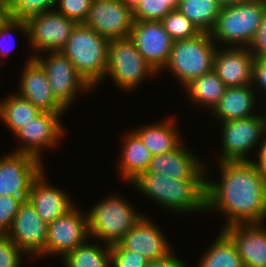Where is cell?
Instances as JSON below:
<instances>
[{
    "label": "cell",
    "instance_id": "obj_7",
    "mask_svg": "<svg viewBox=\"0 0 266 267\" xmlns=\"http://www.w3.org/2000/svg\"><path fill=\"white\" fill-rule=\"evenodd\" d=\"M155 74L157 71L144 59L130 37L110 40L104 80L111 77L121 90L130 92L138 89L146 76L154 78Z\"/></svg>",
    "mask_w": 266,
    "mask_h": 267
},
{
    "label": "cell",
    "instance_id": "obj_19",
    "mask_svg": "<svg viewBox=\"0 0 266 267\" xmlns=\"http://www.w3.org/2000/svg\"><path fill=\"white\" fill-rule=\"evenodd\" d=\"M183 142L170 152L152 156L146 172L174 179H207V167L196 154H192L189 148L186 149L187 146L185 147Z\"/></svg>",
    "mask_w": 266,
    "mask_h": 267
},
{
    "label": "cell",
    "instance_id": "obj_8",
    "mask_svg": "<svg viewBox=\"0 0 266 267\" xmlns=\"http://www.w3.org/2000/svg\"><path fill=\"white\" fill-rule=\"evenodd\" d=\"M259 114L221 122V156L217 162L251 161L247 154L260 144L266 131L265 117Z\"/></svg>",
    "mask_w": 266,
    "mask_h": 267
},
{
    "label": "cell",
    "instance_id": "obj_46",
    "mask_svg": "<svg viewBox=\"0 0 266 267\" xmlns=\"http://www.w3.org/2000/svg\"><path fill=\"white\" fill-rule=\"evenodd\" d=\"M167 6L170 7L172 10H176L180 0H166Z\"/></svg>",
    "mask_w": 266,
    "mask_h": 267
},
{
    "label": "cell",
    "instance_id": "obj_35",
    "mask_svg": "<svg viewBox=\"0 0 266 267\" xmlns=\"http://www.w3.org/2000/svg\"><path fill=\"white\" fill-rule=\"evenodd\" d=\"M93 0H57L56 11L77 24L84 23Z\"/></svg>",
    "mask_w": 266,
    "mask_h": 267
},
{
    "label": "cell",
    "instance_id": "obj_26",
    "mask_svg": "<svg viewBox=\"0 0 266 267\" xmlns=\"http://www.w3.org/2000/svg\"><path fill=\"white\" fill-rule=\"evenodd\" d=\"M184 89L192 102L203 107L207 105L208 111L211 112L224 95L226 86L212 70L191 80L184 86Z\"/></svg>",
    "mask_w": 266,
    "mask_h": 267
},
{
    "label": "cell",
    "instance_id": "obj_37",
    "mask_svg": "<svg viewBox=\"0 0 266 267\" xmlns=\"http://www.w3.org/2000/svg\"><path fill=\"white\" fill-rule=\"evenodd\" d=\"M23 200L14 196H0V234H6Z\"/></svg>",
    "mask_w": 266,
    "mask_h": 267
},
{
    "label": "cell",
    "instance_id": "obj_12",
    "mask_svg": "<svg viewBox=\"0 0 266 267\" xmlns=\"http://www.w3.org/2000/svg\"><path fill=\"white\" fill-rule=\"evenodd\" d=\"M63 114L41 111L14 133L15 137L23 142L21 148L14 152L31 155L43 162L42 149L57 146L65 133L66 128H63L60 120Z\"/></svg>",
    "mask_w": 266,
    "mask_h": 267
},
{
    "label": "cell",
    "instance_id": "obj_1",
    "mask_svg": "<svg viewBox=\"0 0 266 267\" xmlns=\"http://www.w3.org/2000/svg\"><path fill=\"white\" fill-rule=\"evenodd\" d=\"M217 167L219 182L206 179V212L224 213L227 223L223 228L265 222L266 177L252 160L219 162Z\"/></svg>",
    "mask_w": 266,
    "mask_h": 267
},
{
    "label": "cell",
    "instance_id": "obj_5",
    "mask_svg": "<svg viewBox=\"0 0 266 267\" xmlns=\"http://www.w3.org/2000/svg\"><path fill=\"white\" fill-rule=\"evenodd\" d=\"M105 199V200H104ZM87 213L90 238L106 245L118 244L122 237L142 218L128 200L120 195H109Z\"/></svg>",
    "mask_w": 266,
    "mask_h": 267
},
{
    "label": "cell",
    "instance_id": "obj_38",
    "mask_svg": "<svg viewBox=\"0 0 266 267\" xmlns=\"http://www.w3.org/2000/svg\"><path fill=\"white\" fill-rule=\"evenodd\" d=\"M248 49L254 58H266V10L263 13L256 35L248 46Z\"/></svg>",
    "mask_w": 266,
    "mask_h": 267
},
{
    "label": "cell",
    "instance_id": "obj_39",
    "mask_svg": "<svg viewBox=\"0 0 266 267\" xmlns=\"http://www.w3.org/2000/svg\"><path fill=\"white\" fill-rule=\"evenodd\" d=\"M15 29L21 31L24 34V36L26 35V37H28V28H27V23L25 21H20L15 19L10 20L5 26H3L0 29V46H1L0 57L9 56V53L11 51L10 48L12 47L5 45L3 41L6 40L7 39L6 37L11 35V32H14Z\"/></svg>",
    "mask_w": 266,
    "mask_h": 267
},
{
    "label": "cell",
    "instance_id": "obj_24",
    "mask_svg": "<svg viewBox=\"0 0 266 267\" xmlns=\"http://www.w3.org/2000/svg\"><path fill=\"white\" fill-rule=\"evenodd\" d=\"M176 128L175 119L170 117L157 124H148L132 131L141 139L152 156H155L170 152L182 143L181 135Z\"/></svg>",
    "mask_w": 266,
    "mask_h": 267
},
{
    "label": "cell",
    "instance_id": "obj_36",
    "mask_svg": "<svg viewBox=\"0 0 266 267\" xmlns=\"http://www.w3.org/2000/svg\"><path fill=\"white\" fill-rule=\"evenodd\" d=\"M23 256L29 258L7 234H0V267H20Z\"/></svg>",
    "mask_w": 266,
    "mask_h": 267
},
{
    "label": "cell",
    "instance_id": "obj_2",
    "mask_svg": "<svg viewBox=\"0 0 266 267\" xmlns=\"http://www.w3.org/2000/svg\"><path fill=\"white\" fill-rule=\"evenodd\" d=\"M131 184L150 200L170 211H206V179H174L143 172Z\"/></svg>",
    "mask_w": 266,
    "mask_h": 267
},
{
    "label": "cell",
    "instance_id": "obj_11",
    "mask_svg": "<svg viewBox=\"0 0 266 267\" xmlns=\"http://www.w3.org/2000/svg\"><path fill=\"white\" fill-rule=\"evenodd\" d=\"M26 23L28 44L37 52L33 57L40 53L61 51L77 25L56 10L40 13Z\"/></svg>",
    "mask_w": 266,
    "mask_h": 267
},
{
    "label": "cell",
    "instance_id": "obj_4",
    "mask_svg": "<svg viewBox=\"0 0 266 267\" xmlns=\"http://www.w3.org/2000/svg\"><path fill=\"white\" fill-rule=\"evenodd\" d=\"M266 10V0H246L221 8L210 36L225 47H248ZM230 44V45H229Z\"/></svg>",
    "mask_w": 266,
    "mask_h": 267
},
{
    "label": "cell",
    "instance_id": "obj_30",
    "mask_svg": "<svg viewBox=\"0 0 266 267\" xmlns=\"http://www.w3.org/2000/svg\"><path fill=\"white\" fill-rule=\"evenodd\" d=\"M92 244L88 240L63 258L65 267H111L110 246ZM105 248V249H104Z\"/></svg>",
    "mask_w": 266,
    "mask_h": 267
},
{
    "label": "cell",
    "instance_id": "obj_20",
    "mask_svg": "<svg viewBox=\"0 0 266 267\" xmlns=\"http://www.w3.org/2000/svg\"><path fill=\"white\" fill-rule=\"evenodd\" d=\"M151 220L143 215L118 244L123 249L139 252L149 260L165 258L172 252V246L166 235Z\"/></svg>",
    "mask_w": 266,
    "mask_h": 267
},
{
    "label": "cell",
    "instance_id": "obj_21",
    "mask_svg": "<svg viewBox=\"0 0 266 267\" xmlns=\"http://www.w3.org/2000/svg\"><path fill=\"white\" fill-rule=\"evenodd\" d=\"M262 225L234 224L222 228L234 242L244 267H266V227Z\"/></svg>",
    "mask_w": 266,
    "mask_h": 267
},
{
    "label": "cell",
    "instance_id": "obj_15",
    "mask_svg": "<svg viewBox=\"0 0 266 267\" xmlns=\"http://www.w3.org/2000/svg\"><path fill=\"white\" fill-rule=\"evenodd\" d=\"M47 229L48 224L38 215L36 209L27 199L21 203L6 234L33 260L45 250Z\"/></svg>",
    "mask_w": 266,
    "mask_h": 267
},
{
    "label": "cell",
    "instance_id": "obj_23",
    "mask_svg": "<svg viewBox=\"0 0 266 267\" xmlns=\"http://www.w3.org/2000/svg\"><path fill=\"white\" fill-rule=\"evenodd\" d=\"M255 92L252 84L241 87H226L224 95L210 115L215 116L219 122L257 115L252 113L256 104L255 98H257Z\"/></svg>",
    "mask_w": 266,
    "mask_h": 267
},
{
    "label": "cell",
    "instance_id": "obj_22",
    "mask_svg": "<svg viewBox=\"0 0 266 267\" xmlns=\"http://www.w3.org/2000/svg\"><path fill=\"white\" fill-rule=\"evenodd\" d=\"M46 178L43 169L32 182L27 199L38 215L49 224L73 208L74 201L71 202L70 196L64 190L48 184Z\"/></svg>",
    "mask_w": 266,
    "mask_h": 267
},
{
    "label": "cell",
    "instance_id": "obj_18",
    "mask_svg": "<svg viewBox=\"0 0 266 267\" xmlns=\"http://www.w3.org/2000/svg\"><path fill=\"white\" fill-rule=\"evenodd\" d=\"M254 62L248 47H217L213 70L226 87H241L252 84Z\"/></svg>",
    "mask_w": 266,
    "mask_h": 267
},
{
    "label": "cell",
    "instance_id": "obj_25",
    "mask_svg": "<svg viewBox=\"0 0 266 267\" xmlns=\"http://www.w3.org/2000/svg\"><path fill=\"white\" fill-rule=\"evenodd\" d=\"M123 138V147L119 160L120 176L127 182H132L141 173L146 172L152 154L149 149L143 144L141 139L133 132L126 133Z\"/></svg>",
    "mask_w": 266,
    "mask_h": 267
},
{
    "label": "cell",
    "instance_id": "obj_6",
    "mask_svg": "<svg viewBox=\"0 0 266 267\" xmlns=\"http://www.w3.org/2000/svg\"><path fill=\"white\" fill-rule=\"evenodd\" d=\"M216 43L210 33L201 32L198 36L174 41L166 66L184 87L191 80L213 70Z\"/></svg>",
    "mask_w": 266,
    "mask_h": 267
},
{
    "label": "cell",
    "instance_id": "obj_42",
    "mask_svg": "<svg viewBox=\"0 0 266 267\" xmlns=\"http://www.w3.org/2000/svg\"><path fill=\"white\" fill-rule=\"evenodd\" d=\"M266 131L263 135V138L261 139L262 143L259 145L260 147L258 148L259 152L257 151V161L252 160L253 164L256 166V168L263 174L264 177H266Z\"/></svg>",
    "mask_w": 266,
    "mask_h": 267
},
{
    "label": "cell",
    "instance_id": "obj_28",
    "mask_svg": "<svg viewBox=\"0 0 266 267\" xmlns=\"http://www.w3.org/2000/svg\"><path fill=\"white\" fill-rule=\"evenodd\" d=\"M197 267H244L232 239L221 229Z\"/></svg>",
    "mask_w": 266,
    "mask_h": 267
},
{
    "label": "cell",
    "instance_id": "obj_16",
    "mask_svg": "<svg viewBox=\"0 0 266 267\" xmlns=\"http://www.w3.org/2000/svg\"><path fill=\"white\" fill-rule=\"evenodd\" d=\"M129 37L144 59L161 73L174 43L161 21H133Z\"/></svg>",
    "mask_w": 266,
    "mask_h": 267
},
{
    "label": "cell",
    "instance_id": "obj_13",
    "mask_svg": "<svg viewBox=\"0 0 266 267\" xmlns=\"http://www.w3.org/2000/svg\"><path fill=\"white\" fill-rule=\"evenodd\" d=\"M35 157L11 152L0 158V196L27 200L31 184L44 169Z\"/></svg>",
    "mask_w": 266,
    "mask_h": 267
},
{
    "label": "cell",
    "instance_id": "obj_10",
    "mask_svg": "<svg viewBox=\"0 0 266 267\" xmlns=\"http://www.w3.org/2000/svg\"><path fill=\"white\" fill-rule=\"evenodd\" d=\"M89 238L87 213L84 215L75 204L64 215L48 224L45 250L37 258L54 255L63 258Z\"/></svg>",
    "mask_w": 266,
    "mask_h": 267
},
{
    "label": "cell",
    "instance_id": "obj_9",
    "mask_svg": "<svg viewBox=\"0 0 266 267\" xmlns=\"http://www.w3.org/2000/svg\"><path fill=\"white\" fill-rule=\"evenodd\" d=\"M45 54L46 58L40 54L34 59L44 68L54 97L68 110L79 91H90L92 87L61 51Z\"/></svg>",
    "mask_w": 266,
    "mask_h": 267
},
{
    "label": "cell",
    "instance_id": "obj_44",
    "mask_svg": "<svg viewBox=\"0 0 266 267\" xmlns=\"http://www.w3.org/2000/svg\"><path fill=\"white\" fill-rule=\"evenodd\" d=\"M221 8L227 7V6H233L240 2L246 1V0H217Z\"/></svg>",
    "mask_w": 266,
    "mask_h": 267
},
{
    "label": "cell",
    "instance_id": "obj_32",
    "mask_svg": "<svg viewBox=\"0 0 266 267\" xmlns=\"http://www.w3.org/2000/svg\"><path fill=\"white\" fill-rule=\"evenodd\" d=\"M12 18L27 22L40 13L55 10L57 0H9ZM54 7V8H53Z\"/></svg>",
    "mask_w": 266,
    "mask_h": 267
},
{
    "label": "cell",
    "instance_id": "obj_34",
    "mask_svg": "<svg viewBox=\"0 0 266 267\" xmlns=\"http://www.w3.org/2000/svg\"><path fill=\"white\" fill-rule=\"evenodd\" d=\"M111 267H147L149 259L139 252L123 249L119 244L110 246Z\"/></svg>",
    "mask_w": 266,
    "mask_h": 267
},
{
    "label": "cell",
    "instance_id": "obj_33",
    "mask_svg": "<svg viewBox=\"0 0 266 267\" xmlns=\"http://www.w3.org/2000/svg\"><path fill=\"white\" fill-rule=\"evenodd\" d=\"M171 11L166 0H142L133 10V20L161 21Z\"/></svg>",
    "mask_w": 266,
    "mask_h": 267
},
{
    "label": "cell",
    "instance_id": "obj_14",
    "mask_svg": "<svg viewBox=\"0 0 266 267\" xmlns=\"http://www.w3.org/2000/svg\"><path fill=\"white\" fill-rule=\"evenodd\" d=\"M133 21L122 0H93L84 24L110 41L129 37Z\"/></svg>",
    "mask_w": 266,
    "mask_h": 267
},
{
    "label": "cell",
    "instance_id": "obj_40",
    "mask_svg": "<svg viewBox=\"0 0 266 267\" xmlns=\"http://www.w3.org/2000/svg\"><path fill=\"white\" fill-rule=\"evenodd\" d=\"M252 86L266 93V58H255L253 66V80Z\"/></svg>",
    "mask_w": 266,
    "mask_h": 267
},
{
    "label": "cell",
    "instance_id": "obj_47",
    "mask_svg": "<svg viewBox=\"0 0 266 267\" xmlns=\"http://www.w3.org/2000/svg\"><path fill=\"white\" fill-rule=\"evenodd\" d=\"M264 117H265V126H266V113L264 114Z\"/></svg>",
    "mask_w": 266,
    "mask_h": 267
},
{
    "label": "cell",
    "instance_id": "obj_41",
    "mask_svg": "<svg viewBox=\"0 0 266 267\" xmlns=\"http://www.w3.org/2000/svg\"><path fill=\"white\" fill-rule=\"evenodd\" d=\"M172 251L165 258L150 260L147 267H188L186 262L175 256Z\"/></svg>",
    "mask_w": 266,
    "mask_h": 267
},
{
    "label": "cell",
    "instance_id": "obj_3",
    "mask_svg": "<svg viewBox=\"0 0 266 267\" xmlns=\"http://www.w3.org/2000/svg\"><path fill=\"white\" fill-rule=\"evenodd\" d=\"M109 42L92 28L79 23L61 50L93 89L104 82Z\"/></svg>",
    "mask_w": 266,
    "mask_h": 267
},
{
    "label": "cell",
    "instance_id": "obj_31",
    "mask_svg": "<svg viewBox=\"0 0 266 267\" xmlns=\"http://www.w3.org/2000/svg\"><path fill=\"white\" fill-rule=\"evenodd\" d=\"M161 23L174 41L190 39L201 33L197 27L177 9L168 13L161 20Z\"/></svg>",
    "mask_w": 266,
    "mask_h": 267
},
{
    "label": "cell",
    "instance_id": "obj_43",
    "mask_svg": "<svg viewBox=\"0 0 266 267\" xmlns=\"http://www.w3.org/2000/svg\"><path fill=\"white\" fill-rule=\"evenodd\" d=\"M12 19L10 1L0 0V29Z\"/></svg>",
    "mask_w": 266,
    "mask_h": 267
},
{
    "label": "cell",
    "instance_id": "obj_29",
    "mask_svg": "<svg viewBox=\"0 0 266 267\" xmlns=\"http://www.w3.org/2000/svg\"><path fill=\"white\" fill-rule=\"evenodd\" d=\"M177 10L185 15L200 32L210 33L221 6L217 0H180Z\"/></svg>",
    "mask_w": 266,
    "mask_h": 267
},
{
    "label": "cell",
    "instance_id": "obj_45",
    "mask_svg": "<svg viewBox=\"0 0 266 267\" xmlns=\"http://www.w3.org/2000/svg\"><path fill=\"white\" fill-rule=\"evenodd\" d=\"M142 0H122V2L132 11L141 3Z\"/></svg>",
    "mask_w": 266,
    "mask_h": 267
},
{
    "label": "cell",
    "instance_id": "obj_27",
    "mask_svg": "<svg viewBox=\"0 0 266 267\" xmlns=\"http://www.w3.org/2000/svg\"><path fill=\"white\" fill-rule=\"evenodd\" d=\"M0 100V119L14 134L41 111L17 92Z\"/></svg>",
    "mask_w": 266,
    "mask_h": 267
},
{
    "label": "cell",
    "instance_id": "obj_17",
    "mask_svg": "<svg viewBox=\"0 0 266 267\" xmlns=\"http://www.w3.org/2000/svg\"><path fill=\"white\" fill-rule=\"evenodd\" d=\"M28 60V61H27ZM21 71L19 95L40 111L66 113L67 109L54 97L44 68L30 56Z\"/></svg>",
    "mask_w": 266,
    "mask_h": 267
}]
</instances>
